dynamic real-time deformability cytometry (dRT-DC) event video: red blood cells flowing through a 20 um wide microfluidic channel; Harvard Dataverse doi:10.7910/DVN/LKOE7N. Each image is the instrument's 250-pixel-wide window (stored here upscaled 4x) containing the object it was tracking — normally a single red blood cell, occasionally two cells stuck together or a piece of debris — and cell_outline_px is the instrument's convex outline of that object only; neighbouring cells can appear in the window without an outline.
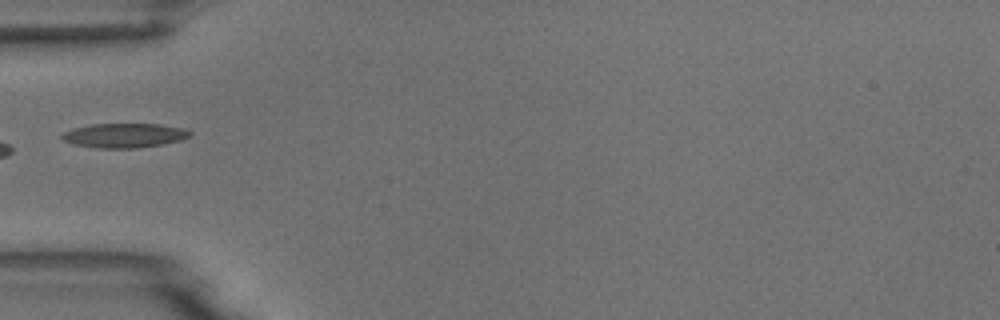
{"species": "common noctule bat (a hibernating species)", "species_latin": "Nyctalus noctula", "temperature_condition": "room temperature", "stored_images_in_passage": 8, "camera_frame_rate_fps": 3000, "um_per_image_px": 0.085, "animal": {"sex": "male", "body_mass_g": 18.8}, "frame": {"image": 1, "passage_image": 5, "time_ms": 5.0, "image_size_px": [1000, 320], "cell_outline_px": [[192, 136], [180, 140], [160, 144], [136, 148], [96, 148], [72, 144], [64, 140], [60, 136], [64, 132], [76, 128], [92, 124], [160, 124], [184, 128], [192, 132]], "centroid_in_image_um": [10.59, 11.51], "position_along_channel_um": 74.4, "area_um2": 18.09}}